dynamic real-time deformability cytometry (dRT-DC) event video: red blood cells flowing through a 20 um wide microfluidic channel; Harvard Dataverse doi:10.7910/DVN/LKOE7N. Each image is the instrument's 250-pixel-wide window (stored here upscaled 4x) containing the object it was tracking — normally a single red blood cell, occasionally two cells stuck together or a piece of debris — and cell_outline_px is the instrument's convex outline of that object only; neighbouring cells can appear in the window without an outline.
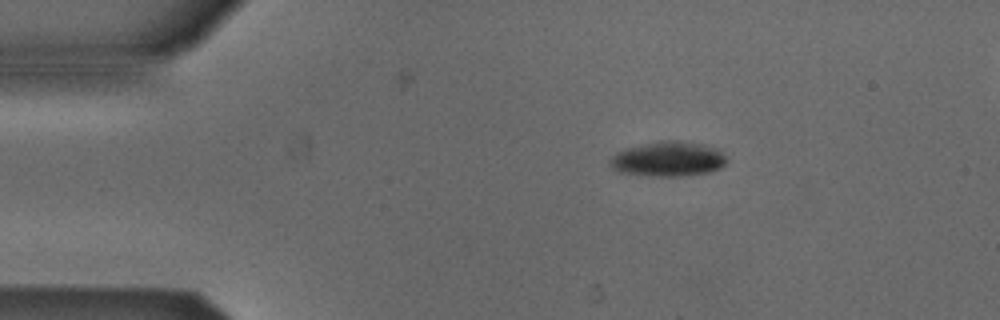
{"species": "Egyptian fruit bat (a non-hibernating species)", "species_latin": "Rousettus aegyptiacus", "temperature_condition": "cold", "stored_images_in_passage": 46, "segment_of_instrument_passage": [1, 2], "camera_frame_rate_fps": 3000, "um_per_image_px": 0.085, "animal": {"sex": "male"}, "frame": {"image": 1, "passage_image": 1, "time_ms": 0.0, "image_size_px": [1000, 320], "cell_outline_px": [[728, 160], [720, 168], [712, 172], [680, 176], [660, 176], [620, 172], [612, 168], [608, 164], [608, 160], [616, 152], [624, 148], [660, 140], [676, 140], [704, 144], [716, 148], [728, 156]], "centroid_in_image_um": [56.81, 13.5], "position_along_channel_um": 28.2, "area_um2": 23.99}}
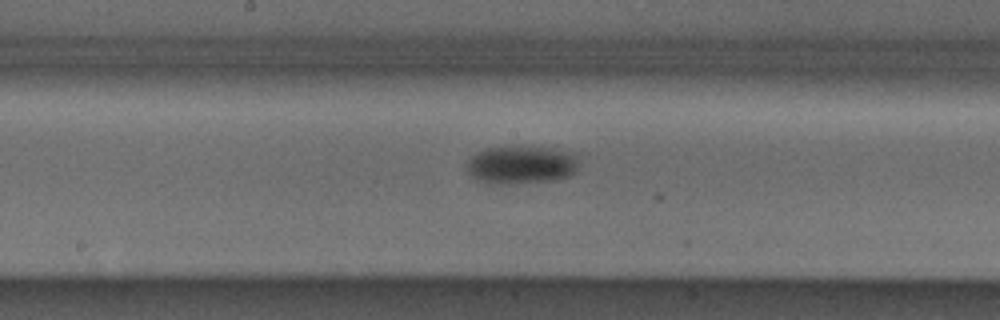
{"frame": {"image": 2, "passage_image": 19, "time_ms": 6.0, "image_size_px": [1000, 320], "cell_outline_px": [[576, 172], [560, 180], [508, 184], [488, 184], [476, 180], [464, 168], [464, 164], [476, 152], [488, 148], [512, 144], [552, 148], [572, 152], [576, 156]], "centroid_in_image_um": [44.25, 13.99], "position_along_channel_um": 204.0, "area_um2": 25.84}}
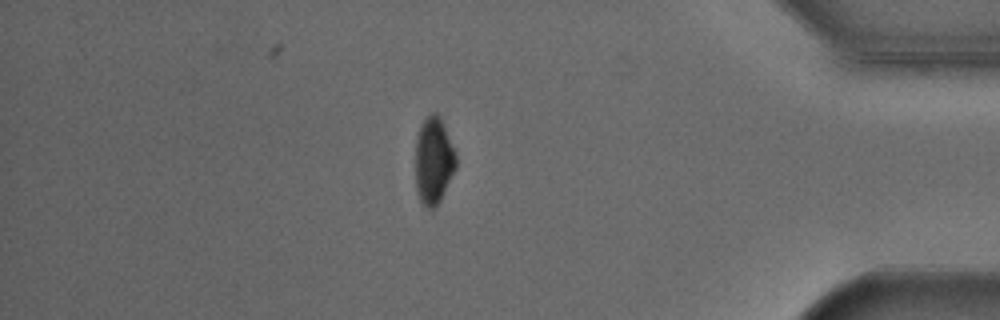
{"frame": {"image": 3, "passage_image": 37, "time_ms": 12.0, "image_size_px": [1000, 320], "cell_outline_px": [[456, 168], [436, 208], [424, 208], [416, 192], [416, 140], [420, 124], [432, 112], [436, 112], [440, 116], [456, 156]], "centroid_in_image_um": [36.84, 13.68], "position_along_channel_um": 398.4, "area_um2": 20.46}}